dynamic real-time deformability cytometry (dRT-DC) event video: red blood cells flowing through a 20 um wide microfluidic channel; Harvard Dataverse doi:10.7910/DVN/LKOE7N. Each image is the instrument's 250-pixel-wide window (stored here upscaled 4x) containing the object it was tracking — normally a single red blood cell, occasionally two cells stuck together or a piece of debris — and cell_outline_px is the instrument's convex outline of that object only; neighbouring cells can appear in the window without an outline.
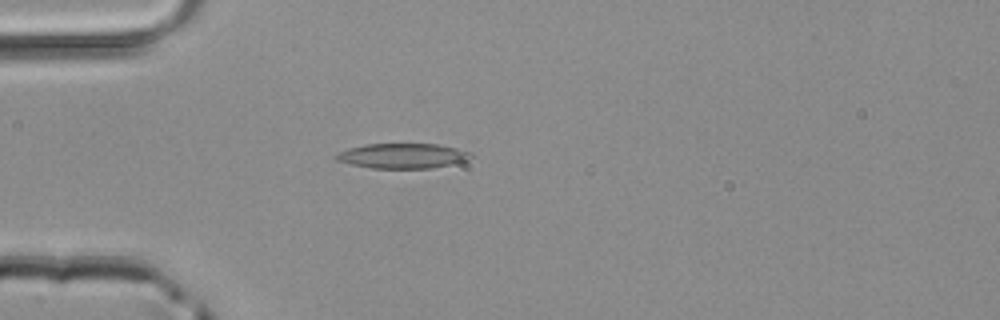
{"species": "common noctule bat (a hibernating species)", "species_latin": "Nyctalus noctula", "temperature_condition": "room temperature", "stored_images_in_passage": 48, "camera_frame_rate_fps": 3000, "um_per_image_px": 0.085, "animal": {"sex": "male", "body_mass_g": 20.4}, "frame": {"image": 1, "passage_image": 14, "time_ms": 4.333, "image_size_px": [1000, 320], "cell_outline_px": [[472, 156], [468, 160], [428, 168], [372, 168], [352, 164], [336, 160], [332, 156], [336, 152], [348, 148], [364, 144], [440, 144], [456, 148], [468, 152]], "centroid_in_image_um": [34.14, 13.23], "position_along_channel_um": 50.9, "area_um2": 19.48}}
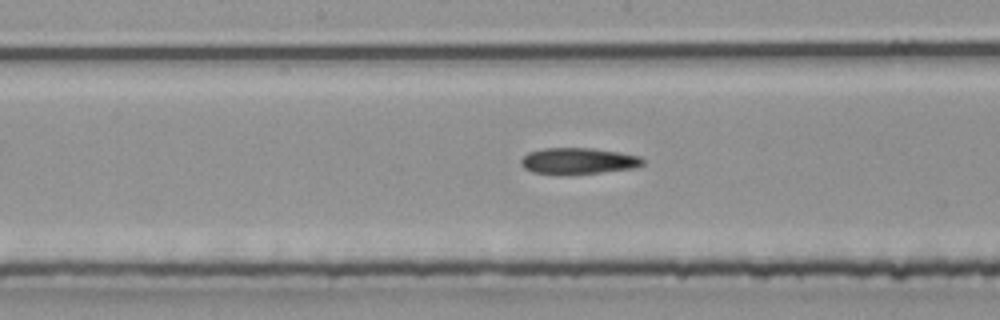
{"frame": {"image": 2, "passage_image": 25, "time_ms": 8.0, "image_size_px": [1000, 320], "cell_outline_px": [[644, 164], [636, 168], [600, 172], [532, 172], [524, 168], [520, 164], [520, 160], [528, 152], [544, 148], [592, 148], [620, 152], [640, 156], [644, 160]], "centroid_in_image_um": [49.2, 13.64], "position_along_channel_um": 199.0, "area_um2": 18.09}}
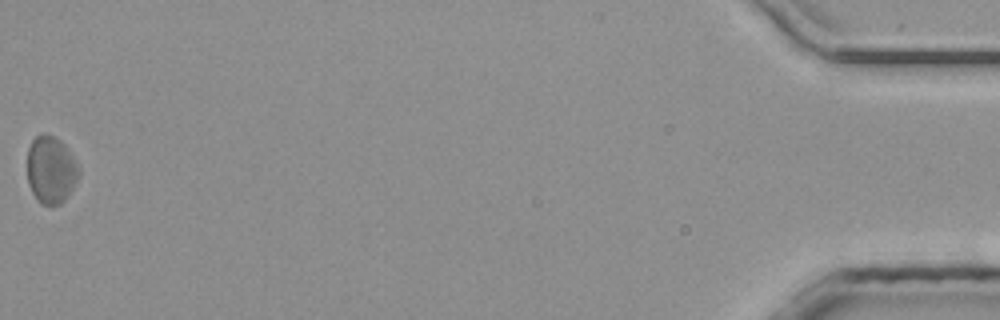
{"frame": {"image": 3, "passage_image": 48, "time_ms": 15.667, "image_size_px": [1000, 320], "cell_outline_px": [[80, 172], [68, 196], [60, 204], [40, 204], [36, 200], [28, 184], [28, 148], [32, 140], [36, 136], [44, 132], [48, 132], [56, 136], [64, 144], [76, 160], [80, 168]], "centroid_in_image_um": [4.33, 14.4], "position_along_channel_um": 430.9, "area_um2": 20.46}}